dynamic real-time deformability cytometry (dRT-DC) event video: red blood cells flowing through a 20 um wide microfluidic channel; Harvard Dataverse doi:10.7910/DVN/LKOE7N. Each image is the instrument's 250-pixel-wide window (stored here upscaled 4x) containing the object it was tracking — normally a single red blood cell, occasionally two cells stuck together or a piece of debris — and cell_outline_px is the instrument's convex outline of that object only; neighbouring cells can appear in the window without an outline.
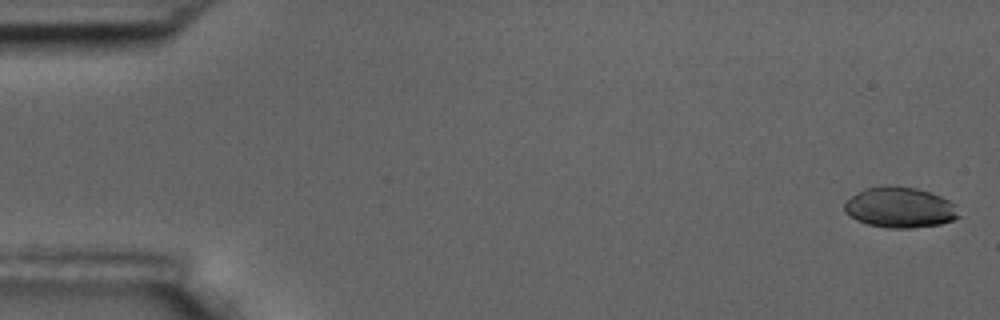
{"species": "common noctule bat (a hibernating species)", "species_latin": "Nyctalus noctula", "temperature_condition": "room temperature", "stored_images_in_passage": 6, "segment_of_instrument_passage": [1, 2], "camera_frame_rate_fps": 3000, "um_per_image_px": 0.085, "animal": {"sex": "male", "body_mass_g": 17.5, "forearm_length_mm": 52.3}, "frame": {"image": 1, "passage_image": 1, "time_ms": 0.0, "image_size_px": [1000, 320], "cell_outline_px": [[960, 216], [952, 220], [940, 224], [912, 228], [888, 228], [868, 224], [856, 220], [844, 212], [844, 204], [856, 192], [864, 188], [880, 184], [892, 184], [916, 188], [940, 196], [948, 200], [952, 204]], "centroid_in_image_um": [76.43, 17.61], "position_along_channel_um": 8.6, "area_um2": 27.17}}